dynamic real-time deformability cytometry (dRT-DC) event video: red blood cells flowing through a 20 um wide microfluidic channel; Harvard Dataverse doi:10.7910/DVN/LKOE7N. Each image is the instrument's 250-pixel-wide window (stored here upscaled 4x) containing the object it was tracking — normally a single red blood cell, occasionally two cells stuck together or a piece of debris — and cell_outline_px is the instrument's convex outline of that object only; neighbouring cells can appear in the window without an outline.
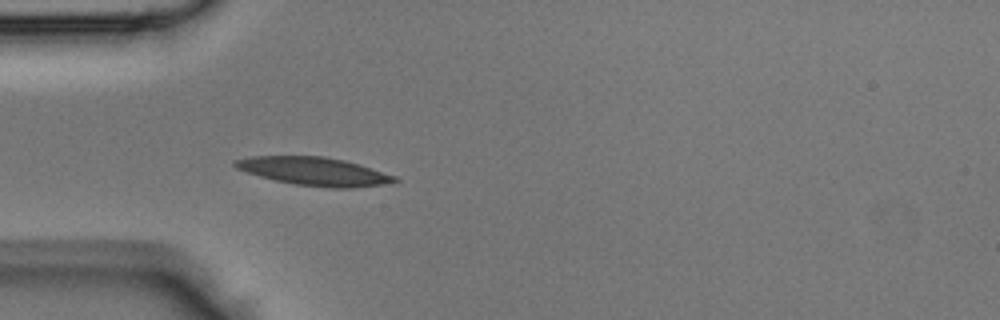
{"species": "Egyptian fruit bat (a non-hibernating species)", "species_latin": "Rousettus aegyptiacus", "temperature_condition": "room temperature", "stored_images_in_passage": 27, "camera_frame_rate_fps": 3000, "um_per_image_px": 0.085, "animal": {"sex": "male"}, "frame": {"image": 1, "passage_image": 1, "time_ms": 0.0, "image_size_px": [1000, 320], "cell_outline_px": [[400, 180], [380, 184], [352, 188], [328, 188], [296, 184], [276, 180], [260, 176], [236, 168], [232, 164], [232, 160], [248, 156], [324, 156], [344, 160], [360, 164], [396, 176]], "centroid_in_image_um": [26.67, 14.55], "position_along_channel_um": 58.3, "area_um2": 26.18}}
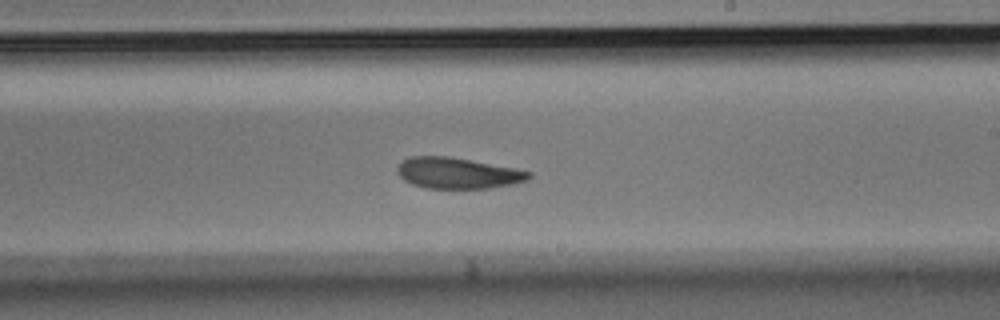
{"frame": {"image": 2, "passage_image": 14, "time_ms": 4.333, "image_size_px": [1000, 320], "cell_outline_px": [[532, 176], [528, 180], [512, 184], [492, 188], [424, 188], [412, 184], [404, 180], [396, 172], [396, 168], [404, 160], [412, 156], [448, 156], [516, 168], [532, 172]], "centroid_in_image_um": [38.92, 14.72], "position_along_channel_um": 250.1, "area_um2": 23.81}}
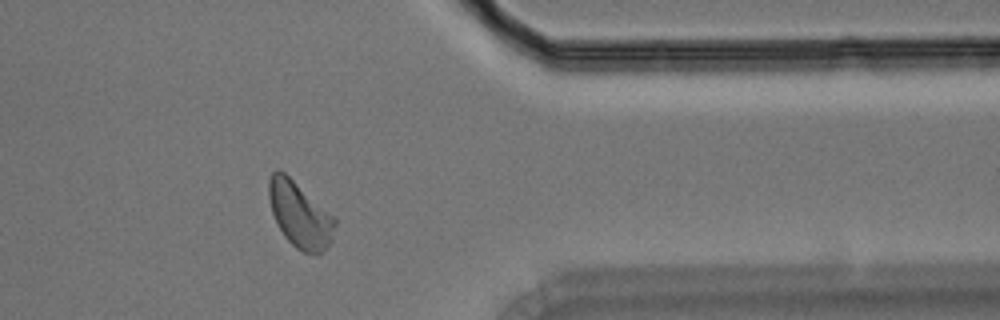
{"frame": {"image": 3, "passage_image": 24, "time_ms": 7.667, "image_size_px": [1000, 320], "cell_outline_px": [[336, 224], [332, 240], [316, 256], [304, 252], [296, 248], [284, 236], [272, 212], [268, 196], [268, 180], [272, 172], [276, 168], [280, 168], [336, 216]], "centroid_in_image_um": [25.5, 18.21], "position_along_channel_um": 385.9, "area_um2": 25.61}}